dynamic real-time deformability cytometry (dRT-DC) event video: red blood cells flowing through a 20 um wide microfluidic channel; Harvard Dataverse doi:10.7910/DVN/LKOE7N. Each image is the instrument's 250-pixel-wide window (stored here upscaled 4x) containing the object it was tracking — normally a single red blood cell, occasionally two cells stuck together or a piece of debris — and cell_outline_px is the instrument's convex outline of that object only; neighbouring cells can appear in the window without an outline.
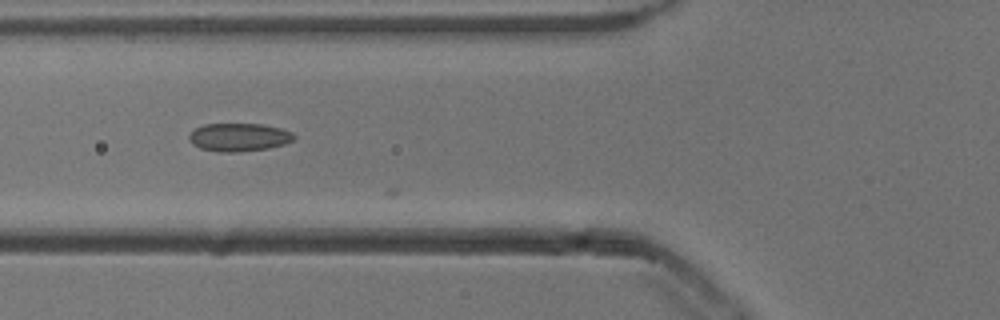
{"species": "common noctule bat (a hibernating species)", "species_latin": "Nyctalus noctula", "temperature_condition": "cold", "stored_images_in_passage": 23, "camera_frame_rate_fps": 3000, "um_per_image_px": 0.085, "animal": {"sex": "male", "body_mass_g": 13.3}, "frame": {"image": 1, "passage_image": 20, "time_ms": 6.333, "image_size_px": [1000, 320], "cell_outline_px": [[296, 136], [292, 140], [284, 144], [268, 148], [240, 152], [216, 152], [200, 148], [192, 144], [188, 140], [188, 136], [196, 128], [204, 124], [264, 124], [280, 128], [292, 132]], "centroid_in_image_um": [20.29, 11.67], "position_along_channel_um": 105.5, "area_um2": 17.28}}